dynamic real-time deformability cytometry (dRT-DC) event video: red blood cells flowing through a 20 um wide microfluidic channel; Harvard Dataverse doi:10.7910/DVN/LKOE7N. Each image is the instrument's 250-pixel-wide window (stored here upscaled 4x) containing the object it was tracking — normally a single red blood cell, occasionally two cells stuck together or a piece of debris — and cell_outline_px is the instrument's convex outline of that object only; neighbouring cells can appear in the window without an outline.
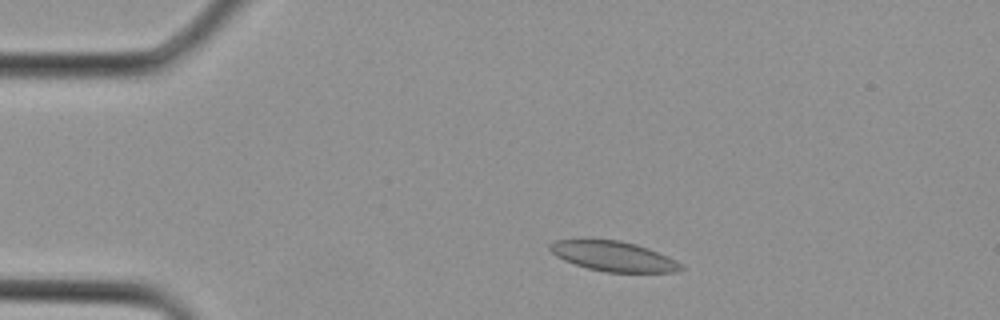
{"species": "Egyptian fruit bat (a non-hibernating species)", "species_latin": "Rousettus aegyptiacus", "temperature_condition": "cold", "stored_images_in_passage": 5, "camera_frame_rate_fps": 3000, "um_per_image_px": 0.085, "animal": {"sex": "female"}, "frame": {"image": 1, "passage_image": 1, "time_ms": 0.0, "image_size_px": [1000, 320], "cell_outline_px": [[684, 268], [676, 272], [604, 272], [588, 268], [564, 260], [556, 256], [548, 248], [548, 244], [556, 240], [620, 240], [636, 244], [648, 248], [668, 256], [676, 260]], "centroid_in_image_um": [52.15, 21.78], "position_along_channel_um": 32.9, "area_um2": 22.72}}